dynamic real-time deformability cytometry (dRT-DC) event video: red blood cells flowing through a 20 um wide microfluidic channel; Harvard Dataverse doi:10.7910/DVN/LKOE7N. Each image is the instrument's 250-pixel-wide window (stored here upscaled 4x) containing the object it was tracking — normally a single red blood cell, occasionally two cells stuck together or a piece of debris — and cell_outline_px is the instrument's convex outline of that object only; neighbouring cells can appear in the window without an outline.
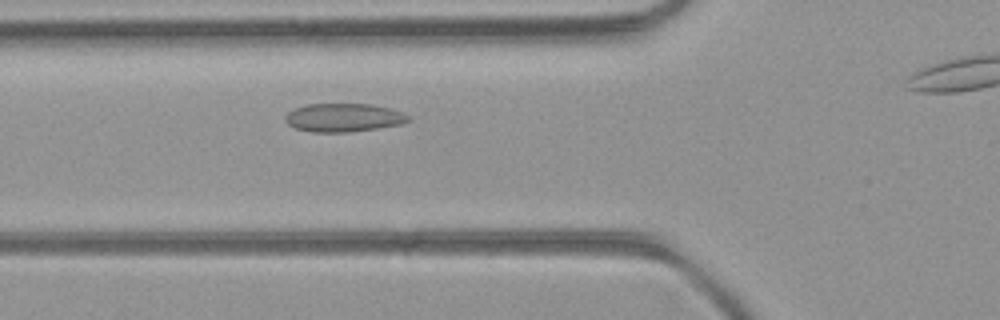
{"species": "common noctule bat (a hibernating species)", "species_latin": "Nyctalus noctula", "temperature_condition": "room temperature", "stored_images_in_passage": 33, "camera_frame_rate_fps": 3000, "um_per_image_px": 0.085, "animal": {"sex": "female", "body_mass_g": 21.9}, "frame": {"image": 1, "passage_image": 11, "time_ms": 3.333, "image_size_px": [1000, 320], "cell_outline_px": [[412, 120], [400, 124], [376, 128], [348, 132], [312, 132], [296, 128], [288, 124], [284, 120], [284, 116], [288, 112], [296, 108], [308, 104], [372, 104], [392, 108], [404, 112], [412, 116]], "centroid_in_image_um": [29.25, 9.99], "position_along_channel_um": 96.5, "area_um2": 20.52}}
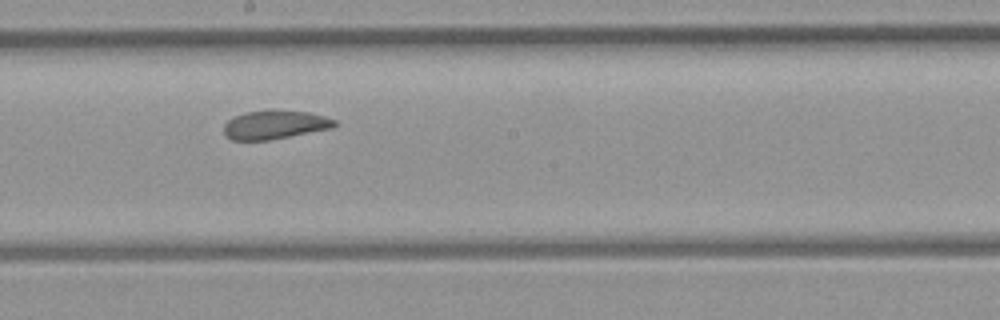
{"frame": {"image": 2, "passage_image": 20, "time_ms": 6.333, "image_size_px": [1000, 320], "cell_outline_px": [[336, 124], [332, 128], [268, 140], [232, 140], [224, 132], [224, 124], [228, 120], [244, 112], [272, 108], [276, 108], [308, 112], [324, 116], [336, 120]], "centroid_in_image_um": [23.36, 10.57], "position_along_channel_um": 224.8, "area_um2": 18.73}}
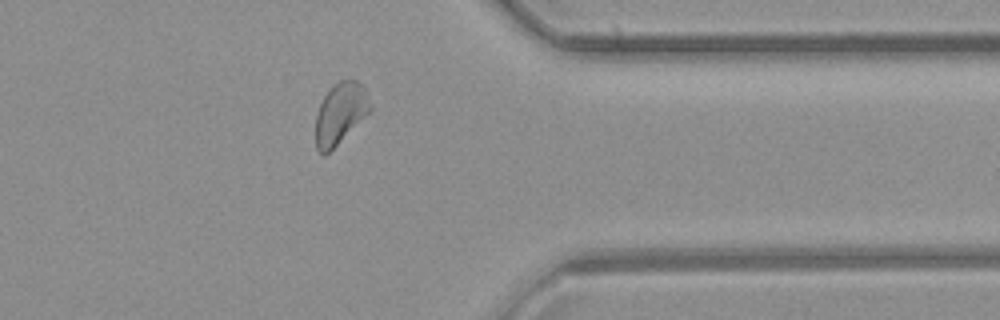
{"frame": {"image": 3, "passage_image": 32, "time_ms": 10.333, "image_size_px": [1000, 320], "cell_outline_px": [[372, 112], [324, 156], [316, 148], [316, 116], [320, 104], [328, 88], [332, 84], [340, 80], [356, 80], [364, 84], [372, 104]], "centroid_in_image_um": [28.97, 9.6], "position_along_channel_um": 382.4, "area_um2": 19.88}}